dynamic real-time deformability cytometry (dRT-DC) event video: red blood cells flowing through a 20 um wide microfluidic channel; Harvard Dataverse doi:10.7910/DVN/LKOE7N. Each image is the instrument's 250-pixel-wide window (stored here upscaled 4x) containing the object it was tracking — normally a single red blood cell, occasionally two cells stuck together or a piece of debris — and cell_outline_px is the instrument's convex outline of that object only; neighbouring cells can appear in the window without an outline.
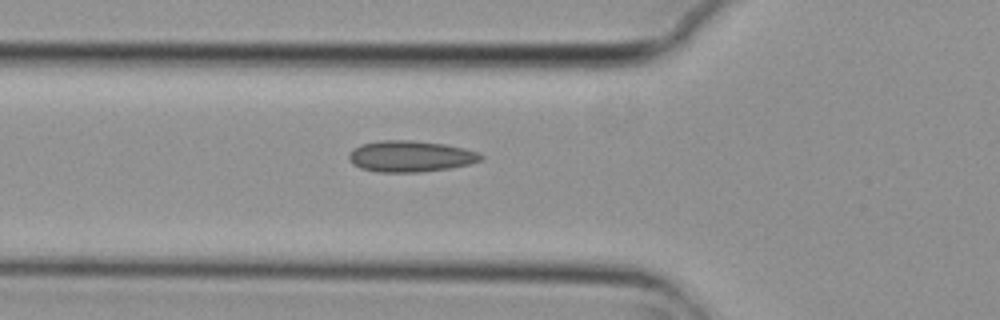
{"species": "common noctule bat (a hibernating species)", "species_latin": "Nyctalus noctula", "temperature_condition": "cold", "stored_images_in_passage": 5, "camera_frame_rate_fps": 3000, "um_per_image_px": 0.085, "animal": {"sex": "female", "body_mass_g": 29.2, "forearm_length_mm": 56.3}, "frame": {"image": 1, "passage_image": 5, "time_ms": 1.333, "image_size_px": [1000, 320], "cell_outline_px": [[484, 156], [480, 160], [468, 164], [452, 168], [420, 172], [380, 172], [360, 168], [352, 164], [348, 156], [352, 148], [360, 144], [380, 140], [412, 140], [444, 144], [464, 148], [480, 152]], "centroid_in_image_um": [34.87, 13.28], "position_along_channel_um": 90.9, "area_um2": 24.16}}